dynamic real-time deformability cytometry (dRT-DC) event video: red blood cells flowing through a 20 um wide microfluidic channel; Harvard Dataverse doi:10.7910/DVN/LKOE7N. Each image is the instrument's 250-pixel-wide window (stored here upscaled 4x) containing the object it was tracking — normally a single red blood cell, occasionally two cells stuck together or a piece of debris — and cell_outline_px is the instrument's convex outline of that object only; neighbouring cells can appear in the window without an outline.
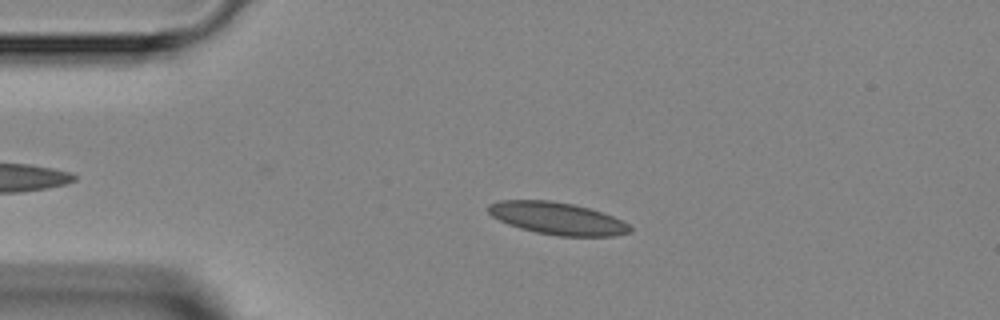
{"species": "Egyptian fruit bat (a non-hibernating species)", "species_latin": "Rousettus aegyptiacus", "temperature_condition": "room temperature", "stored_images_in_passage": 4, "camera_frame_rate_fps": 3000, "um_per_image_px": 0.085, "animal": {"sex": "female"}, "frame": {"image": 1, "passage_image": 2, "time_ms": 1.0, "image_size_px": [1000, 320], "cell_outline_px": [[632, 232], [616, 236], [560, 236], [536, 232], [520, 228], [508, 224], [492, 216], [488, 212], [488, 204], [500, 200], [548, 200], [572, 204], [588, 208], [612, 216], [628, 224], [632, 228]], "centroid_in_image_um": [47.37, 18.57], "position_along_channel_um": 37.6, "area_um2": 26.47}}
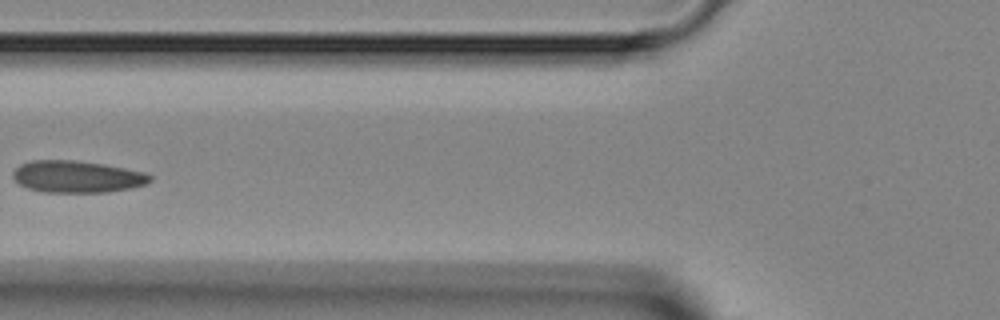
{"frame": {"image": 2, "passage_image": 4, "time_ms": 3.667, "image_size_px": [1000, 320], "cell_outline_px": [[152, 180], [148, 184], [132, 188], [108, 192], [44, 192], [28, 188], [20, 184], [12, 176], [12, 172], [20, 164], [32, 160], [76, 160], [104, 164], [144, 172], [152, 176]], "centroid_in_image_um": [6.57, 15.01], "position_along_channel_um": 119.2, "area_um2": 25.61}}